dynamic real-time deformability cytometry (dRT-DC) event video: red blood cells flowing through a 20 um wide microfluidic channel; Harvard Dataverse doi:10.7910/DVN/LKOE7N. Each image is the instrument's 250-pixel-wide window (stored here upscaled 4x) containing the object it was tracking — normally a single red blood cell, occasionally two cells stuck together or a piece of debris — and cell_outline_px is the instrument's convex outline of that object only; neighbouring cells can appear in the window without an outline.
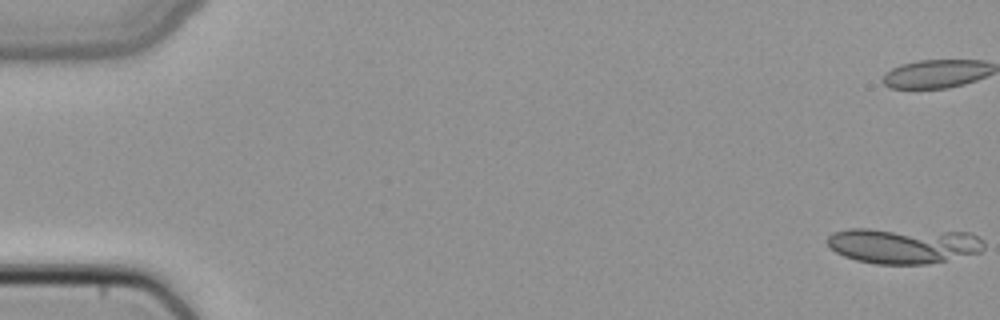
{"species": "common noctule bat (a hibernating species)", "species_latin": "Nyctalus noctula", "temperature_condition": "cold", "stored_images_in_passage": 9, "camera_frame_rate_fps": 3000, "um_per_image_px": 0.085, "animal": {"sex": "female", "body_mass_g": 22.7, "forearm_length_mm": 54.2}, "frame": {"image": 1, "passage_image": 1, "time_ms": 0.0, "image_size_px": [1000, 320], "cell_outline_px": [[984, 248], [980, 252], [928, 264], [876, 264], [856, 260], [844, 256], [836, 252], [828, 244], [828, 236], [832, 232], [848, 228], [868, 228], [968, 232], [984, 240]], "centroid_in_image_um": [76.78, 20.85], "position_along_channel_um": 8.2, "area_um2": 32.83}}